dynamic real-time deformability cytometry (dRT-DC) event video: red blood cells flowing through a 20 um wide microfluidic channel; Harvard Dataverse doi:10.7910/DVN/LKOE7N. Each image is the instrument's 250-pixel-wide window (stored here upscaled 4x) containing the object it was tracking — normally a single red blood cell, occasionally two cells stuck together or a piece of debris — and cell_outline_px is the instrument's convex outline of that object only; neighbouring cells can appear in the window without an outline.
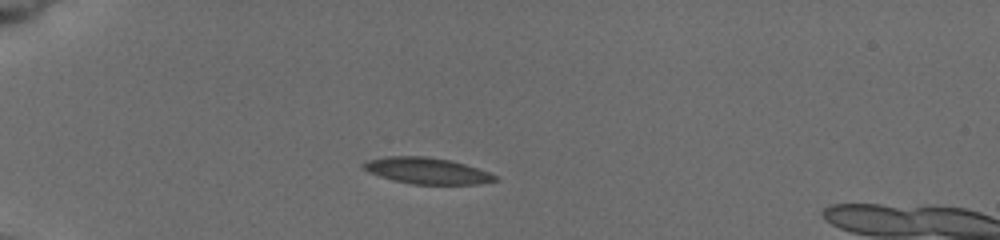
{"species": "common noctule bat (a hibernating species)", "species_latin": "Nyctalus noctula", "temperature_condition": "cold", "stored_images_in_passage": 6, "camera_frame_rate_fps": 3000, "um_per_image_px": 0.085, "animal": {"sex": "female", "body_mass_g": 19.5, "forearm_length_mm": 54.1}, "frame": {"image": 1, "passage_image": 4, "time_ms": 3.0, "image_size_px": [1000, 240], "cell_outline_px": [[500, 180], [480, 184], [412, 184], [392, 180], [368, 172], [360, 164], [368, 160], [388, 156], [428, 156], [448, 160], [464, 164], [500, 176]], "centroid_in_image_um": [36.31, 14.52], "position_along_channel_um": 48.7, "area_um2": 20.17}}
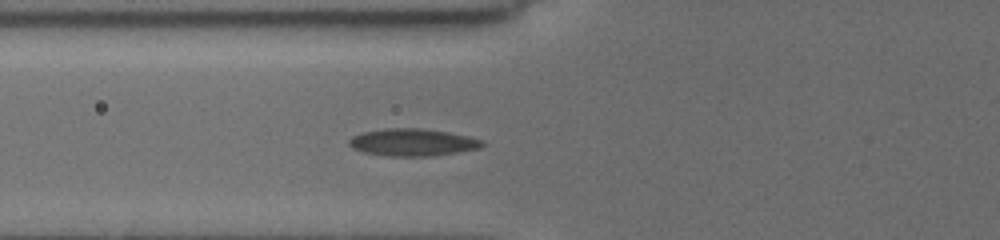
{"frame": {"image": 2, "passage_image": 6, "time_ms": 5.0, "image_size_px": [1000, 240], "cell_outline_px": [[484, 144], [480, 148], [432, 156], [388, 156], [364, 152], [352, 148], [348, 144], [348, 140], [352, 136], [364, 132], [384, 128], [420, 128], [448, 132], [468, 136], [484, 140]], "centroid_in_image_um": [35.06, 12.09], "position_along_channel_um": 90.7, "area_um2": 21.15}}